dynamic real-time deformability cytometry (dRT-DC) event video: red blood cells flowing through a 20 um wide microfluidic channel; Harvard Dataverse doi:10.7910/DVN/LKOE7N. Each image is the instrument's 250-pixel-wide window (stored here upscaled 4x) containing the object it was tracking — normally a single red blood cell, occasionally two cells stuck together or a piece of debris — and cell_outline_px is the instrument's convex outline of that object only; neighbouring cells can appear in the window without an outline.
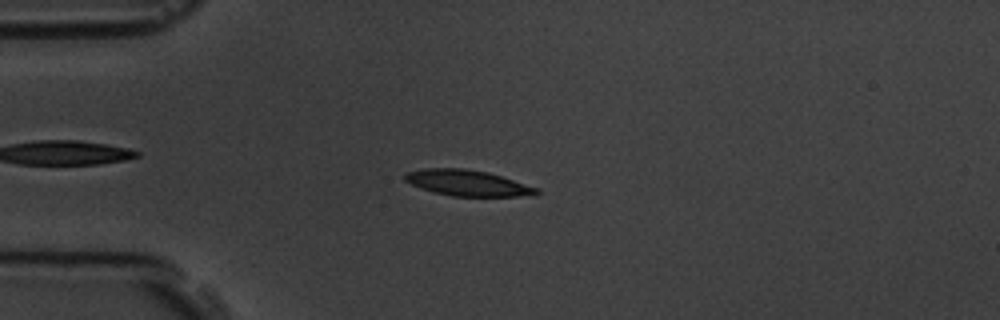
{"species": "common noctule bat (a hibernating species)", "species_latin": "Nyctalus noctula", "temperature_condition": "room temperature", "stored_images_in_passage": 7, "camera_frame_rate_fps": 3000, "um_per_image_px": 0.085, "animal": {"sex": "male", "body_mass_g": 19.5, "forearm_length_mm": 54.6}, "frame": {"image": 1, "passage_image": 4, "time_ms": 3.333, "image_size_px": [1000, 320], "cell_outline_px": [[540, 192], [536, 196], [452, 196], [432, 192], [420, 188], [404, 180], [404, 176], [408, 172], [424, 168], [464, 168], [488, 172], [540, 188]], "centroid_in_image_um": [39.79, 15.56], "position_along_channel_um": 45.2, "area_um2": 20.0}}
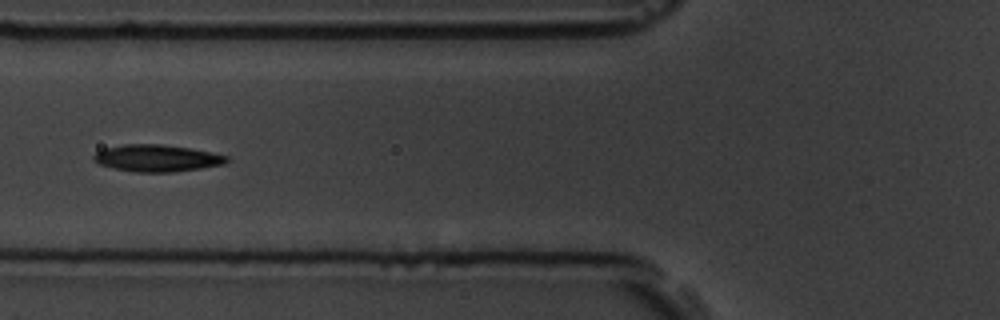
{"frame": {"image": 2, "passage_image": 6, "time_ms": 5.667, "image_size_px": [1000, 320], "cell_outline_px": [[228, 160], [224, 164], [200, 168], [172, 172], [132, 172], [112, 168], [100, 164], [92, 160], [92, 156], [96, 152], [104, 148], [124, 144], [160, 144], [188, 148], [212, 152], [228, 156]], "centroid_in_image_um": [13.29, 13.44], "position_along_channel_um": 112.5, "area_um2": 20.87}}
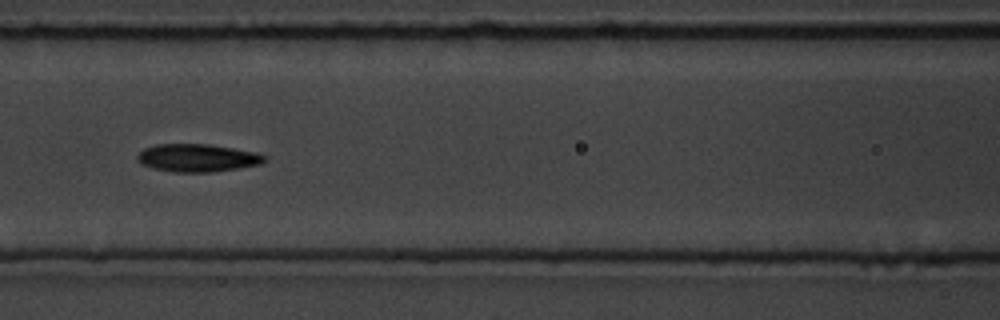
{"frame": {"image": 3, "passage_image": 7, "time_ms": 6.667, "image_size_px": [1000, 320], "cell_outline_px": [[264, 160], [260, 164], [212, 172], [172, 172], [152, 168], [144, 164], [136, 156], [144, 148], [156, 144], [208, 144], [256, 152], [264, 156]], "centroid_in_image_um": [16.75, 13.41], "position_along_channel_um": 149.9, "area_um2": 20.29}}